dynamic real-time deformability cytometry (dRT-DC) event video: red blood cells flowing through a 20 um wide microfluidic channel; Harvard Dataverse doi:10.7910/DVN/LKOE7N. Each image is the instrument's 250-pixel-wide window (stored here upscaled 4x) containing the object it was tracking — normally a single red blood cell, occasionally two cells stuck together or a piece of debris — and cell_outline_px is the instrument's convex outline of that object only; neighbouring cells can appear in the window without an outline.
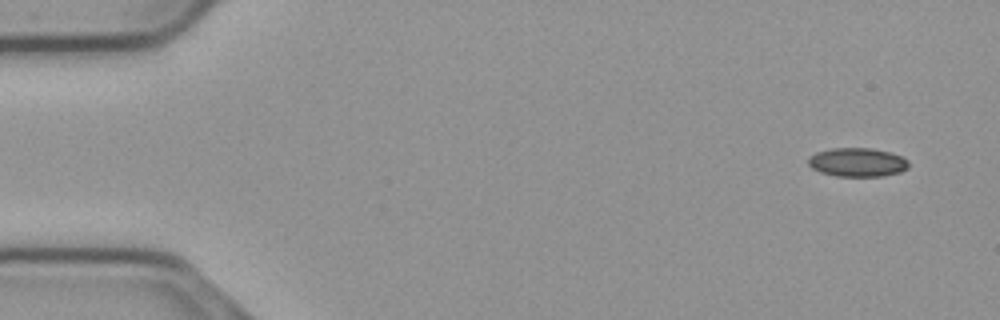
{"species": "common noctule bat (a hibernating species)", "species_latin": "Nyctalus noctula", "temperature_condition": "cold", "stored_images_in_passage": 53, "camera_frame_rate_fps": 3000, "um_per_image_px": 0.085, "animal": {"sex": "male", "body_mass_g": 23.1, "forearm_length_mm": 52.7}, "frame": {"image": 1, "passage_image": 1, "time_ms": 0.0, "image_size_px": [1000, 320], "cell_outline_px": [[908, 168], [900, 172], [884, 176], [836, 176], [820, 172], [812, 168], [808, 164], [808, 156], [816, 152], [832, 148], [872, 148], [892, 152], [904, 156], [908, 160]], "centroid_in_image_um": [72.9, 13.78], "position_along_channel_um": 12.1, "area_um2": 17.11}}
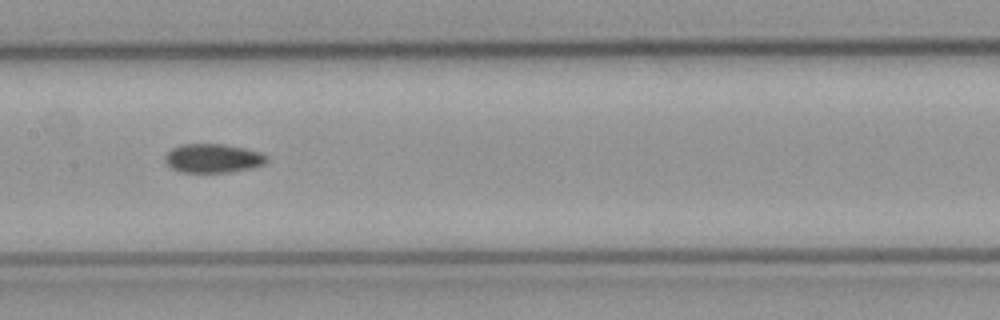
{"frame": {"image": 2, "passage_image": 25, "time_ms": 8.0, "image_size_px": [1000, 320], "cell_outline_px": [[268, 160], [264, 164], [252, 168], [228, 172], [180, 172], [172, 168], [164, 160], [164, 156], [172, 148], [180, 144], [224, 144], [244, 148], [260, 152], [268, 156]], "centroid_in_image_um": [18.11, 13.45], "position_along_channel_um": 189.3, "area_um2": 17.17}}
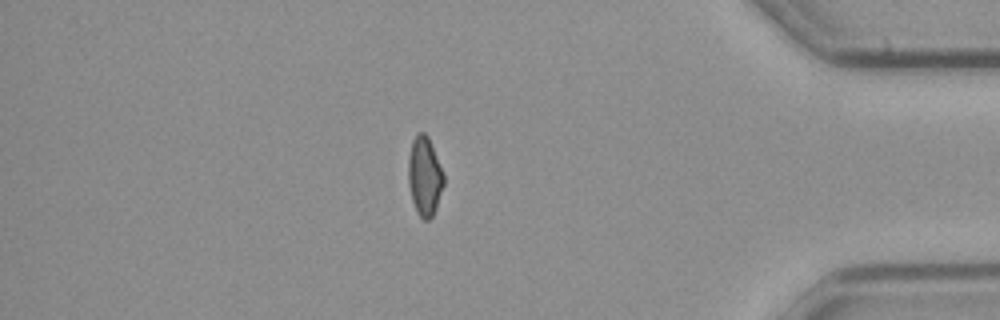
{"frame": {"image": 3, "passage_image": 45, "time_ms": 14.667, "image_size_px": [1000, 320], "cell_outline_px": [[444, 184], [436, 208], [432, 216], [428, 220], [424, 220], [416, 212], [412, 200], [408, 184], [408, 156], [412, 140], [420, 132], [424, 132], [428, 136], [444, 176]], "centroid_in_image_um": [36.07, 14.99], "position_along_channel_um": 399.1, "area_um2": 16.24}}